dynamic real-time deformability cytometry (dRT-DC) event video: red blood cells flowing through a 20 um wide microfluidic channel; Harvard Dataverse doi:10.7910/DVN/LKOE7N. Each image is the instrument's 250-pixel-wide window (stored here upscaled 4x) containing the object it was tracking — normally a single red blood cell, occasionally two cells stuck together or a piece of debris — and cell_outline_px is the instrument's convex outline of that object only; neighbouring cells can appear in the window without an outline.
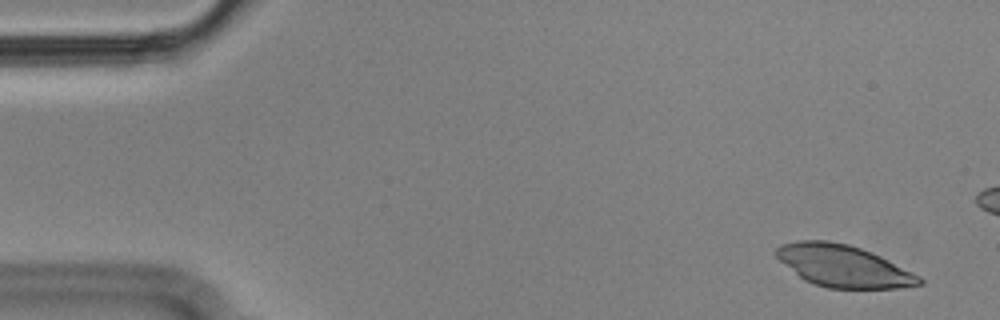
{"species": "Egyptian fruit bat (a non-hibernating species)", "species_latin": "Rousettus aegyptiacus", "temperature_condition": "cold", "stored_images_in_passage": 4, "camera_frame_rate_fps": 3000, "um_per_image_px": 0.085, "animal": {"sex": "male"}, "frame": {"image": 1, "passage_image": 4, "time_ms": 1.0, "image_size_px": [1000, 320], "cell_outline_px": [[924, 284], [900, 288], [828, 288], [812, 284], [804, 280], [780, 260], [776, 256], [776, 248], [780, 244], [796, 240], [828, 240], [848, 244], [860, 248], [880, 256], [920, 276], [924, 280]], "centroid_in_image_um": [71.68, 22.61], "position_along_channel_um": 13.3, "area_um2": 34.85}}